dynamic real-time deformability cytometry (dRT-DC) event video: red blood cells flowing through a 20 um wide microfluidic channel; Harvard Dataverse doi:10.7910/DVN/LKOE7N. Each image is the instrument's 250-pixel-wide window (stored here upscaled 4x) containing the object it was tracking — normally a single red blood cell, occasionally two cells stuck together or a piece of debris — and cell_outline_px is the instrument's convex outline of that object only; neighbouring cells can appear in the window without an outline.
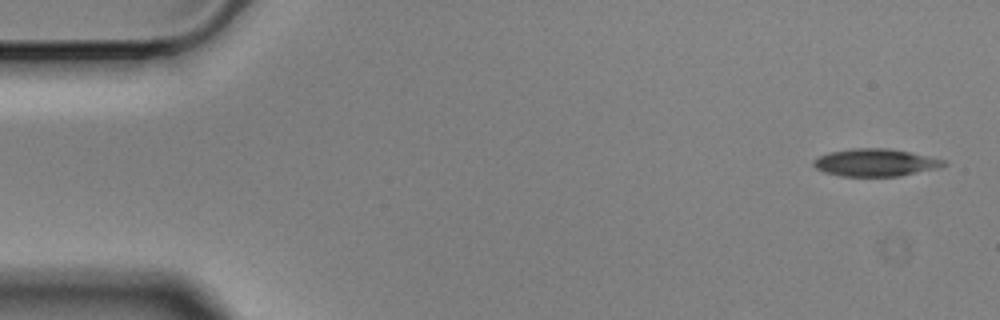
{"species": "Egyptian fruit bat (a non-hibernating species)", "species_latin": "Rousettus aegyptiacus", "temperature_condition": "cold", "stored_images_in_passage": 5, "camera_frame_rate_fps": 3000, "um_per_image_px": 0.085, "animal": {"sex": "male"}, "frame": {"image": 1, "passage_image": 1, "time_ms": 0.0, "image_size_px": [1000, 320], "cell_outline_px": [[948, 164], [940, 168], [900, 176], [840, 176], [824, 172], [816, 168], [812, 164], [812, 160], [828, 152], [852, 148], [884, 148], [908, 152], [928, 156], [944, 160]], "centroid_in_image_um": [74.39, 13.82], "position_along_channel_um": 10.6, "area_um2": 20.87}}
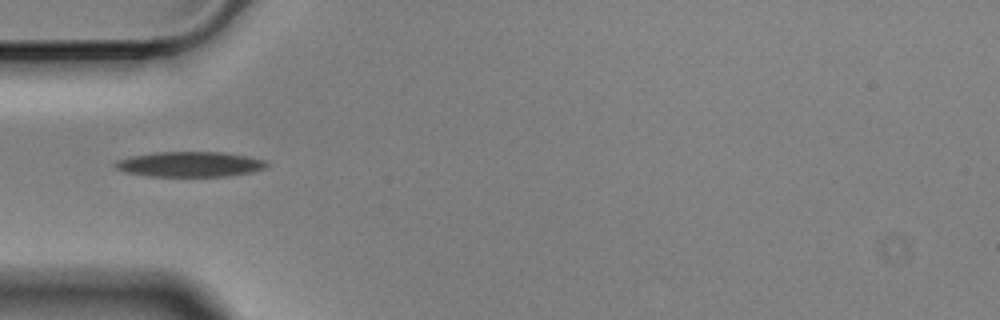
{"frame": {"image": 2, "passage_image": 5, "time_ms": 1.333, "image_size_px": [1000, 320], "cell_outline_px": [[268, 164], [264, 168], [252, 172], [228, 176], [152, 176], [124, 172], [116, 168], [112, 164], [116, 160], [128, 156], [156, 152], [224, 152], [248, 156], [264, 160]], "centroid_in_image_um": [16.1, 13.95], "position_along_channel_um": 68.9, "area_um2": 22.31}}